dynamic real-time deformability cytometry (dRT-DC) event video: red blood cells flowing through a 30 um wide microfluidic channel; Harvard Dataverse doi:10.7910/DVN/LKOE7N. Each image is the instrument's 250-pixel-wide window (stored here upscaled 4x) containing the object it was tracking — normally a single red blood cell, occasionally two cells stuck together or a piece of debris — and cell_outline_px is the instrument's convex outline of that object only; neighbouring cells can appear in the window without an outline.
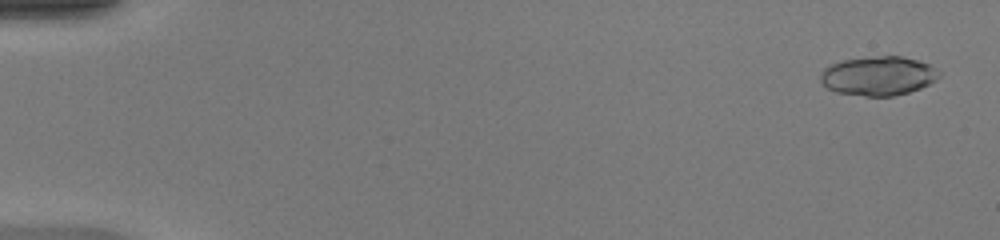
{"species": "common noctule bat (a hibernating species)", "species_latin": "Nyctalus noctula", "temperature_condition": "warm", "stored_images_in_passage": 49, "camera_frame_rate_fps": 3000, "um_per_image_px": 0.085, "animal": {"sex": "female", "body_mass_g": 20.0, "forearm_length_mm": 54.0}, "frame": {"image": 1, "passage_image": 2, "time_ms": 0.333, "image_size_px": [1000, 240], "cell_outline_px": [[940, 76], [936, 80], [920, 88], [908, 92], [892, 96], [864, 96], [836, 92], [828, 88], [820, 80], [820, 72], [828, 64], [844, 60], [880, 56], [900, 56], [916, 60], [928, 64], [940, 72]], "centroid_in_image_um": [74.63, 6.45], "position_along_channel_um": 10.4, "area_um2": 26.88}}